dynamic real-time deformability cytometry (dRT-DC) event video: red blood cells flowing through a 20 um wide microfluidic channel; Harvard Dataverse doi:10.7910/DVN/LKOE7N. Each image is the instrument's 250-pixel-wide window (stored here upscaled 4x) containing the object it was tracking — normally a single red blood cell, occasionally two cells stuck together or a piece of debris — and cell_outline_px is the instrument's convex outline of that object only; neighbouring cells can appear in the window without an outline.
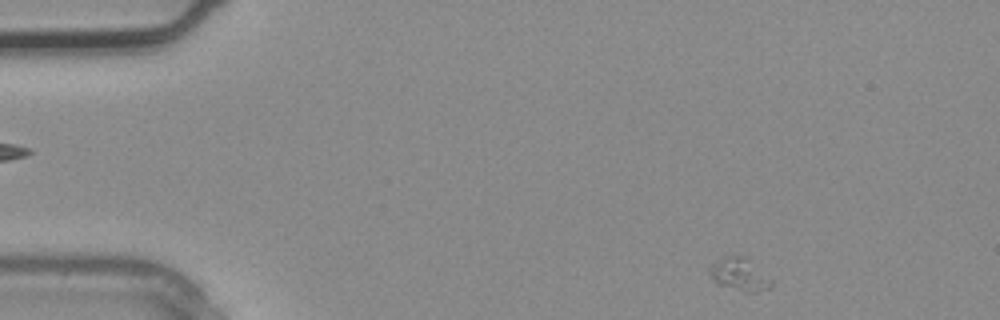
{"species": "common noctule bat (a hibernating species)", "species_latin": "Nyctalus noctula", "temperature_condition": "warm", "stored_images_in_passage": 3, "camera_frame_rate_fps": 3000, "um_per_image_px": 0.085, "animal": {"sex": "male", "body_mass_g": 20.4}, "frame": {"image": 1, "passage_image": 3, "time_ms": 0.667, "image_size_px": [1000, 320], "cell_outline_px": [[772, 284], [768, 288], [752, 292], [744, 292], [716, 284], [708, 272], [708, 268], [712, 264], [728, 256], [744, 256], [772, 280]], "centroid_in_image_um": [62.82, 23.35], "position_along_channel_um": 22.2, "area_um2": 11.44}}